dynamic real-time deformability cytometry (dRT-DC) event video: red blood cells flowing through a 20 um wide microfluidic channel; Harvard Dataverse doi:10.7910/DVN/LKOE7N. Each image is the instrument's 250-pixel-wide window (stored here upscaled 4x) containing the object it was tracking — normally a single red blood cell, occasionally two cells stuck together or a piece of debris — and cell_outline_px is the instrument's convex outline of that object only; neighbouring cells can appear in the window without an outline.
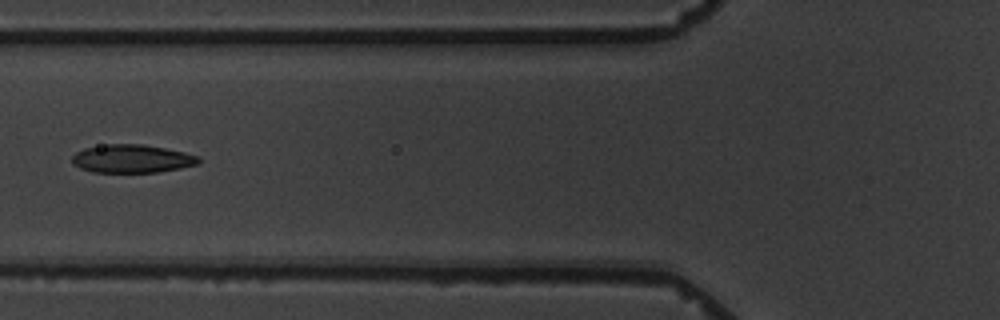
{"species": "common noctule bat (a hibernating species)", "species_latin": "Nyctalus noctula", "temperature_condition": "warm", "stored_images_in_passage": 7, "camera_frame_rate_fps": 3000, "um_per_image_px": 0.085, "animal": {"sex": "male", "body_mass_g": 19.5, "forearm_length_mm": 54.6}, "frame": {"image": 1, "passage_image": 6, "time_ms": 5.667, "image_size_px": [1000, 320], "cell_outline_px": [[200, 160], [196, 164], [180, 168], [156, 172], [92, 172], [80, 168], [72, 164], [72, 156], [76, 152], [84, 148], [108, 144], [144, 144], [184, 152], [200, 156]], "centroid_in_image_um": [11.19, 13.49], "position_along_channel_um": 114.6, "area_um2": 20.75}}
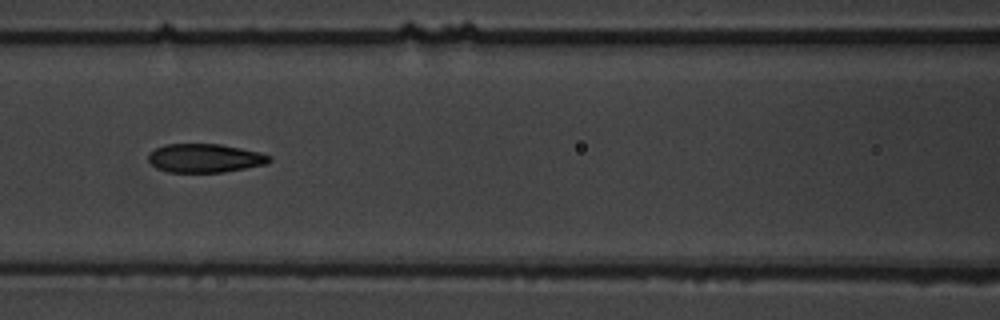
{"frame": {"image": 2, "passage_image": 7, "time_ms": 6.667, "image_size_px": [1000, 320], "cell_outline_px": [[272, 160], [264, 164], [224, 172], [168, 172], [156, 168], [148, 160], [148, 152], [164, 144], [220, 144], [260, 152], [272, 156]], "centroid_in_image_um": [17.39, 13.43], "position_along_channel_um": 149.2, "area_um2": 20.23}}